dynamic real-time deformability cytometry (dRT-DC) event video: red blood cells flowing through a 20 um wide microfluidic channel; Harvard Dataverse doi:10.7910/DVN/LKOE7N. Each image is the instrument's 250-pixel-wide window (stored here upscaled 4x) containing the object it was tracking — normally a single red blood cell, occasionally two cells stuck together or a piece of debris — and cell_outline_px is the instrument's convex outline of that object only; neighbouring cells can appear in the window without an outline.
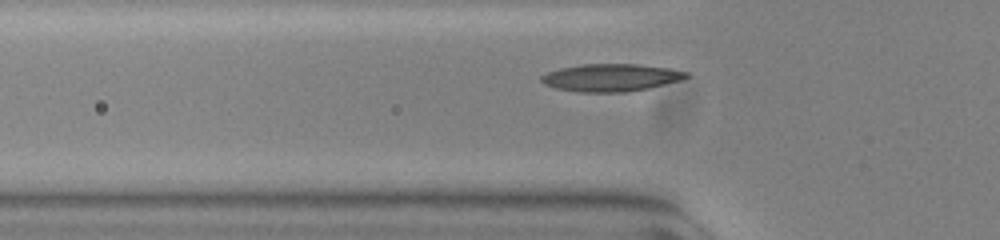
{"species": "common noctule bat (a hibernating species)", "species_latin": "Nyctalus noctula", "temperature_condition": "warm", "stored_images_in_passage": 39, "camera_frame_rate_fps": 3000, "um_per_image_px": 0.085, "animal": {"sex": "female", "body_mass_g": 23.0, "forearm_length_mm": 53.4}, "frame": {"image": 1, "passage_image": 8, "time_ms": 2.333, "image_size_px": [1000, 240], "cell_outline_px": [[688, 76], [680, 80], [648, 88], [628, 92], [580, 92], [556, 88], [544, 84], [540, 80], [540, 76], [548, 72], [560, 68], [580, 64], [636, 64], [668, 68], [688, 72]], "centroid_in_image_um": [51.89, 6.59], "position_along_channel_um": 73.9, "area_um2": 23.12}}
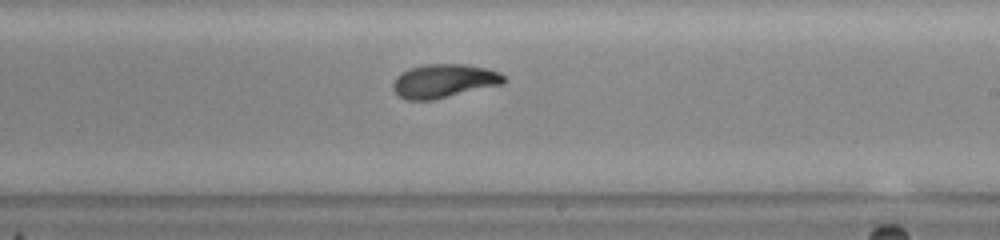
{"frame": {"image": 2, "passage_image": 22, "time_ms": 7.0, "image_size_px": [1000, 240], "cell_outline_px": [[508, 80], [504, 84], [432, 100], [408, 100], [400, 96], [392, 88], [392, 84], [396, 76], [408, 68], [424, 64], [464, 64], [488, 68], [500, 72]], "centroid_in_image_um": [37.76, 6.87], "position_along_channel_um": 251.2, "area_um2": 21.96}}
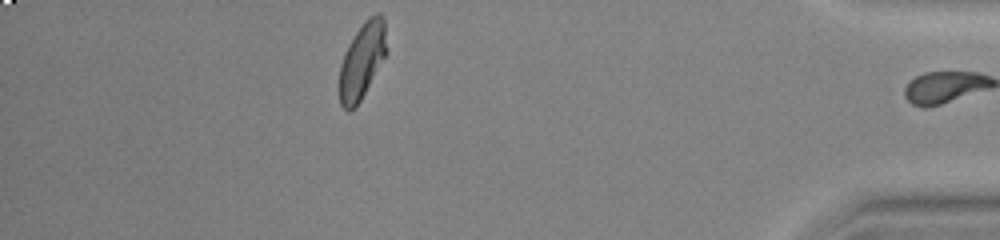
{"frame": {"image": 3, "passage_image": 38, "time_ms": 12.333, "image_size_px": [1000, 240], "cell_outline_px": [[388, 52], [356, 108], [348, 112], [340, 104], [340, 64], [348, 44], [364, 20], [368, 16], [376, 12], [380, 12], [384, 16], [388, 48]], "centroid_in_image_um": [30.82, 5.11], "position_along_channel_um": 404.4, "area_um2": 21.27}, "authors_computed_cell_mechanics": {"area_um2": 21.5594, "velocity_mm_per_s": 3.7923, "shape_relaxation_time_tau1_ms": 5.775, "shape_relaxation_time_tau2_ms": 1.1699, "deformation_change_tau1": 0.1976, "deformation_change_tau2": 0.0515}}